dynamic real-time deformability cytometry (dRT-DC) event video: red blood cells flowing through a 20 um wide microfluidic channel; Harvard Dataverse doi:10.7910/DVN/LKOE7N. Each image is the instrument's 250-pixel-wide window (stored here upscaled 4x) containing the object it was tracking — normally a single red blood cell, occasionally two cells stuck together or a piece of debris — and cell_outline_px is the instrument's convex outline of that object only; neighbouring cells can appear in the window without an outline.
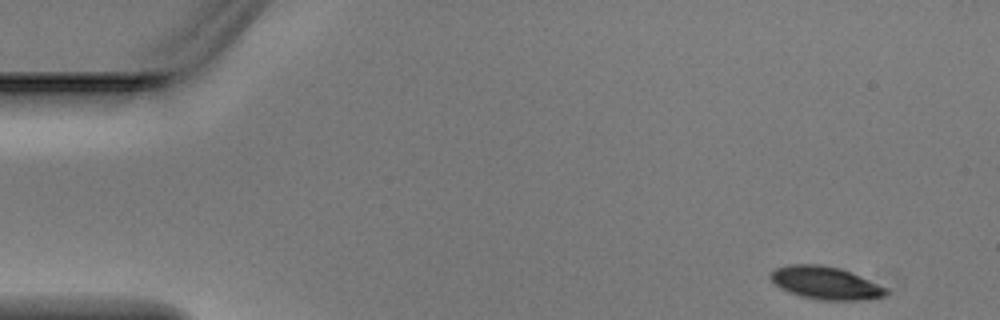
{"species": "Egyptian fruit bat (a non-hibernating species)", "species_latin": "Rousettus aegyptiacus", "temperature_condition": "warm", "stored_images_in_passage": 3, "camera_frame_rate_fps": 3000, "um_per_image_px": 0.085, "animal": {"sex": "male"}, "frame": {"image": 1, "passage_image": 1, "time_ms": 0.0, "image_size_px": [1000, 320], "cell_outline_px": [[888, 292], [884, 296], [852, 300], [824, 300], [804, 296], [788, 292], [780, 288], [768, 276], [776, 268], [788, 264], [820, 264], [840, 268], [852, 272], [888, 288]], "centroid_in_image_um": [70.16, 24.03], "position_along_channel_um": 14.8, "area_um2": 21.85}}
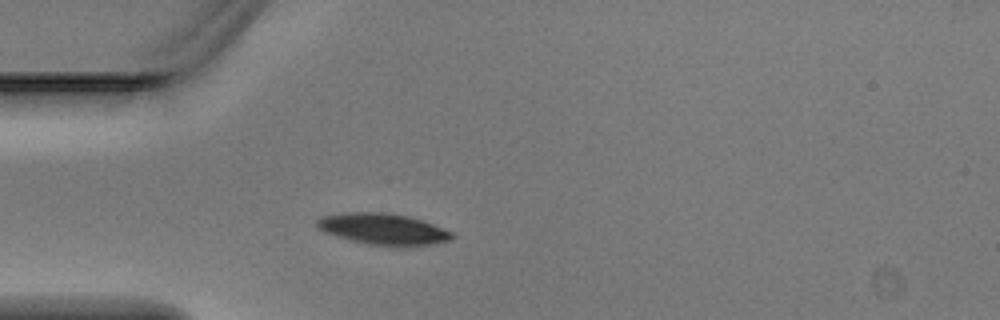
{"frame": {"image": 2, "passage_image": 3, "time_ms": 0.667, "image_size_px": [1000, 320], "cell_outline_px": [[456, 236], [448, 240], [432, 244], [408, 248], [404, 248], [368, 244], [336, 236], [324, 232], [316, 224], [316, 220], [320, 216], [340, 212], [384, 212], [408, 216], [432, 224], [452, 232]], "centroid_in_image_um": [32.56, 19.48], "position_along_channel_um": 52.4, "area_um2": 24.91}}